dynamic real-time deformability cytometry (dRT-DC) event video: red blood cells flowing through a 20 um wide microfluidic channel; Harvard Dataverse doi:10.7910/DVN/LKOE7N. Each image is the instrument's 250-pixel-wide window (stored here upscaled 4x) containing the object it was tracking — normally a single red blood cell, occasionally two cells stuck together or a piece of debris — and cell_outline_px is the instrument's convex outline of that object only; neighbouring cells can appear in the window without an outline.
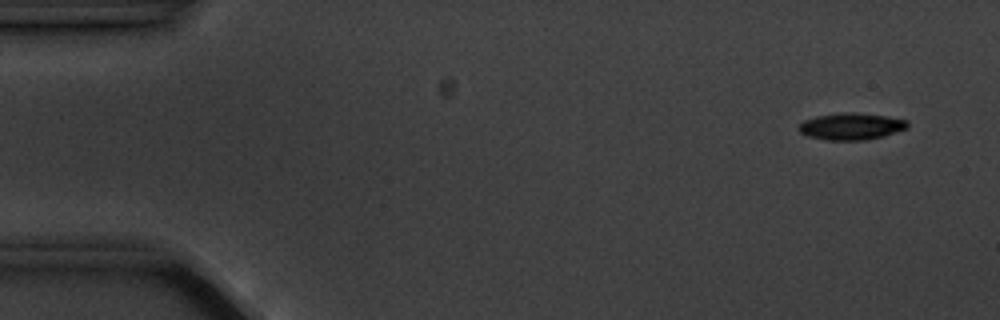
{"species": "common noctule bat (a hibernating species)", "species_latin": "Nyctalus noctula", "temperature_condition": "cold", "stored_images_in_passage": 6, "camera_frame_rate_fps": 3000, "um_per_image_px": 0.085, "animal": {"sex": "male", "body_mass_g": 20.1, "forearm_length_mm": 53.5}, "frame": {"image": 1, "passage_image": 2, "time_ms": 1.0, "image_size_px": [1000, 320], "cell_outline_px": [[908, 128], [884, 136], [864, 140], [824, 140], [808, 136], [800, 132], [796, 128], [804, 120], [816, 116], [844, 112], [884, 116], [908, 120]], "centroid_in_image_um": [72.33, 10.75], "position_along_channel_um": 12.7, "area_um2": 16.88}}
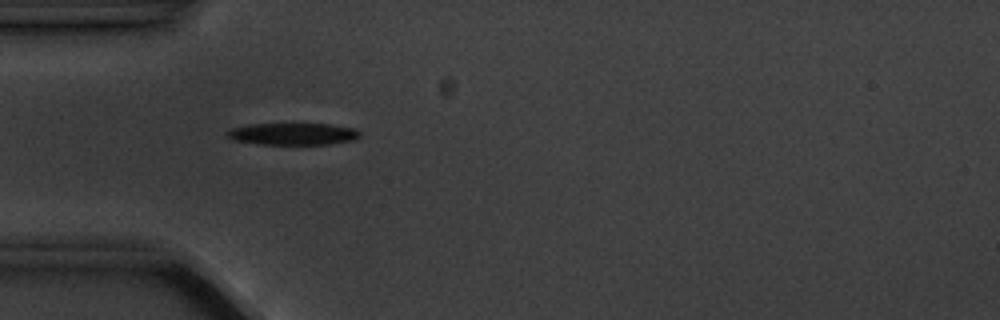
{"frame": {"image": 2, "passage_image": 5, "time_ms": 5.333, "image_size_px": [1000, 320], "cell_outline_px": [[360, 136], [356, 140], [328, 144], [256, 144], [232, 140], [224, 132], [232, 128], [248, 124], [328, 124], [356, 128], [360, 132]], "centroid_in_image_um": [24.9, 11.38], "position_along_channel_um": 60.1, "area_um2": 17.11}}